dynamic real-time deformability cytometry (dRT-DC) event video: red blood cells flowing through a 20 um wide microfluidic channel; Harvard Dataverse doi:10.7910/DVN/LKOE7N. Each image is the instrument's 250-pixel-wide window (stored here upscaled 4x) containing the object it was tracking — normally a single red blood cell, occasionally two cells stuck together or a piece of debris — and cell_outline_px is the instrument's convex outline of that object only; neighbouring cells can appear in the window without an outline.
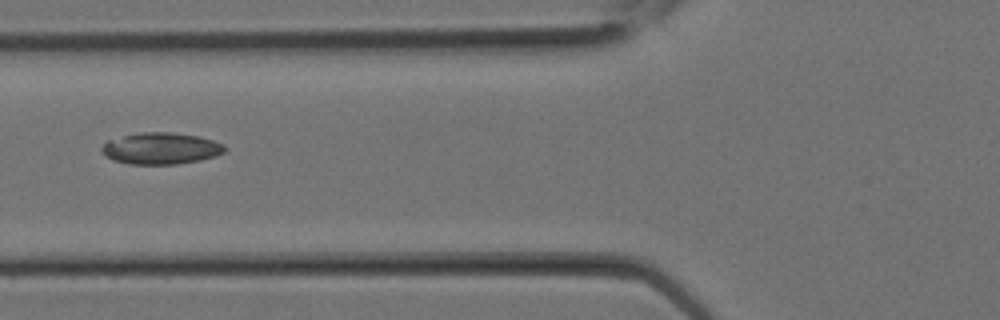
{"species": "Egyptian fruit bat (a non-hibernating species)", "species_latin": "Rousettus aegyptiacus", "temperature_condition": "room temperature", "stored_images_in_passage": 11, "camera_frame_rate_fps": 3000, "um_per_image_px": 0.085, "animal": {"sex": "female"}, "frame": {"image": 1, "passage_image": 10, "time_ms": 3.0, "image_size_px": [1000, 320], "cell_outline_px": [[228, 148], [224, 152], [216, 156], [200, 160], [176, 164], [128, 164], [112, 160], [100, 148], [108, 140], [140, 132], [172, 132], [200, 136], [224, 144]], "centroid_in_image_um": [13.72, 12.61], "position_along_channel_um": 112.1, "area_um2": 22.66}}